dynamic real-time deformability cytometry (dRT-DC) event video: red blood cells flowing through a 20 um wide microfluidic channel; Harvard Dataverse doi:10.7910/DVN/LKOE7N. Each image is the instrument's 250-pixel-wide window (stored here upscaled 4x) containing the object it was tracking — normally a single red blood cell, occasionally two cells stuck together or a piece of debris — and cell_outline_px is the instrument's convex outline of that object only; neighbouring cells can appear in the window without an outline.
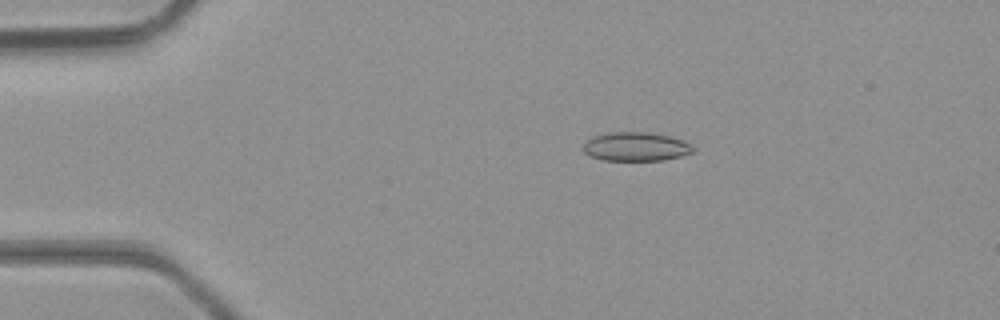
{"species": "common noctule bat (a hibernating species)", "species_latin": "Nyctalus noctula", "temperature_condition": "room temperature", "stored_images_in_passage": 48, "camera_frame_rate_fps": 3000, "um_per_image_px": 0.085, "animal": {"sex": "male", "body_mass_g": 23.1, "forearm_length_mm": 52.7}, "frame": {"image": 1, "passage_image": 10, "time_ms": 3.0, "image_size_px": [1000, 320], "cell_outline_px": [[696, 148], [692, 152], [680, 156], [664, 160], [604, 160], [588, 156], [584, 152], [584, 144], [592, 136], [608, 132], [648, 132], [668, 136], [684, 140]], "centroid_in_image_um": [54.04, 12.46], "position_along_channel_um": 31.0, "area_um2": 18.5}}
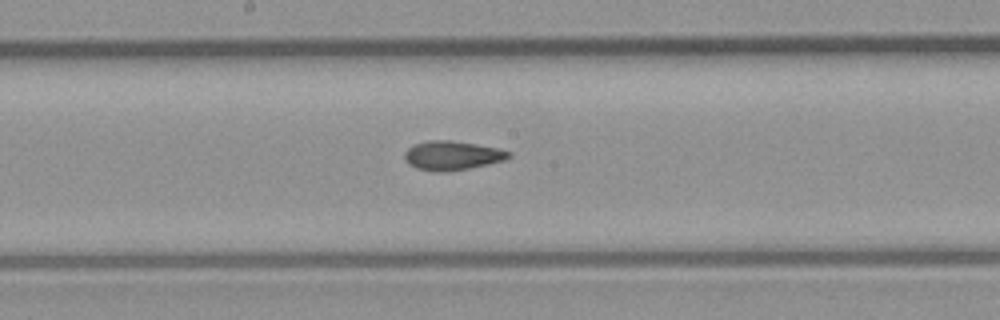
{"frame": {"image": 2, "passage_image": 26, "time_ms": 8.333, "image_size_px": [1000, 320], "cell_outline_px": [[512, 156], [504, 160], [488, 164], [468, 168], [444, 172], [436, 172], [416, 168], [408, 164], [404, 160], [404, 152], [412, 144], [428, 140], [452, 140], [500, 148], [512, 152]], "centroid_in_image_um": [38.42, 13.21], "position_along_channel_um": 209.8, "area_um2": 17.92}}
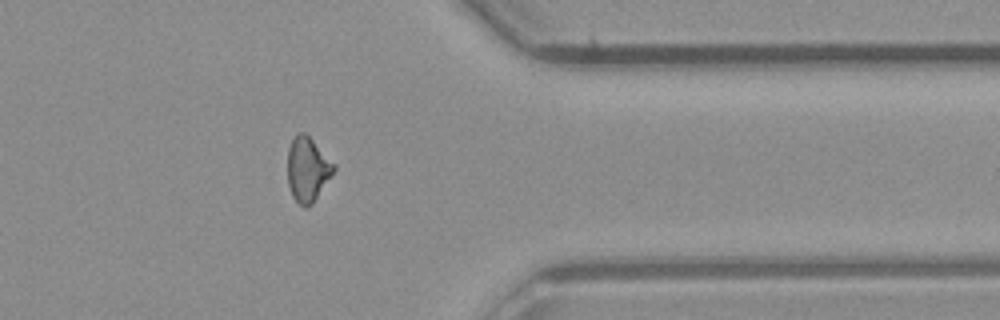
{"frame": {"image": 3, "passage_image": 39, "time_ms": 12.667, "image_size_px": [1000, 320], "cell_outline_px": [[336, 168], [312, 204], [308, 208], [304, 208], [292, 196], [288, 184], [288, 148], [296, 132], [304, 132], [336, 164]], "centroid_in_image_um": [26.14, 14.39], "position_along_channel_um": 385.3, "area_um2": 17.28}, "authors_computed_cell_mechanics": {"area_um2": 17.6001, "velocity_mm_per_s": 4.3598, "shape_relaxation_time_tau1_ms": 6.1446, "shape_relaxation_time_tau2_ms": 1.6198, "deformation_change_tau1": 0.1435, "deformation_change_tau2": 0.0892}}